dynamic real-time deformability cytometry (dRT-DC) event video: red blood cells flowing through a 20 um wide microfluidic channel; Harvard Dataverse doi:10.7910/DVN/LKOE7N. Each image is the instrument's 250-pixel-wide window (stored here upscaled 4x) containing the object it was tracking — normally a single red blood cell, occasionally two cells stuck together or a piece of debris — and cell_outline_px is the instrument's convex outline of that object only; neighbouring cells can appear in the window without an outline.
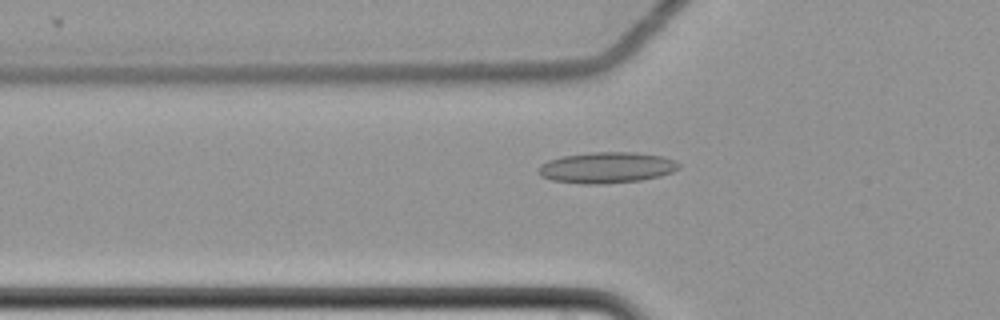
{"species": "common noctule bat (a hibernating species)", "species_latin": "Nyctalus noctula", "temperature_condition": "cold", "stored_images_in_passage": 61, "camera_frame_rate_fps": 3000, "um_per_image_px": 0.085, "animal": {"sex": "female", "body_mass_g": 22.7, "forearm_length_mm": 54.2}, "frame": {"image": 1, "passage_image": 22, "time_ms": 7.0, "image_size_px": [1000, 320], "cell_outline_px": [[680, 168], [672, 172], [660, 176], [640, 180], [604, 184], [584, 184], [552, 180], [540, 176], [536, 172], [540, 164], [548, 160], [560, 156], [588, 152], [636, 152], [660, 156], [676, 160], [680, 164]], "centroid_in_image_um": [51.53, 14.24], "position_along_channel_um": 74.3, "area_um2": 25.66}}
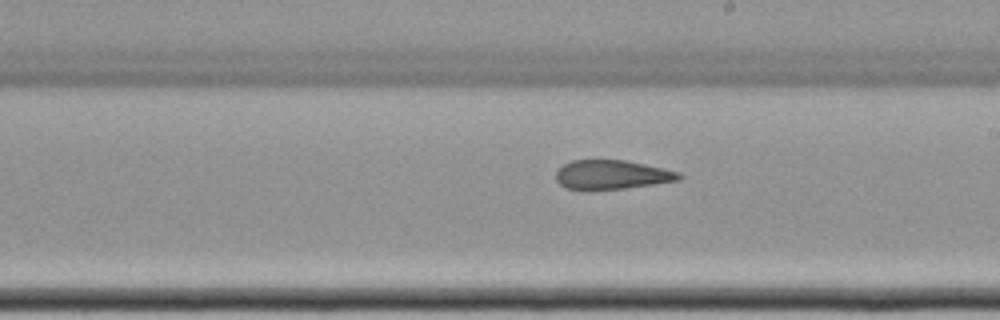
{"frame": {"image": 2, "passage_image": 36, "time_ms": 11.667, "image_size_px": [1000, 320], "cell_outline_px": [[684, 176], [680, 180], [656, 184], [624, 188], [568, 188], [560, 184], [556, 180], [556, 172], [564, 164], [572, 160], [624, 160], [644, 164], [680, 172]], "centroid_in_image_um": [52.06, 14.83], "position_along_channel_um": 236.9, "area_um2": 20.46}}
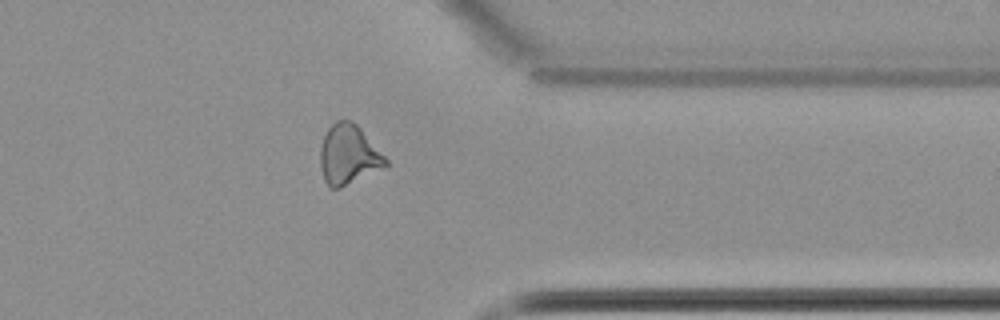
{"frame": {"image": 3, "passage_image": 49, "time_ms": 16.0, "image_size_px": [1000, 320], "cell_outline_px": [[388, 164], [340, 188], [328, 188], [324, 180], [320, 168], [320, 148], [324, 136], [328, 128], [336, 120], [348, 120], [356, 124], [360, 128], [388, 160]], "centroid_in_image_um": [29.57, 13.15], "position_along_channel_um": 381.8, "area_um2": 22.37}, "authors_computed_cell_mechanics": {"area_um2": 23.409, "velocity_mm_per_s": 3.4933, "shape_relaxation_time_tau1_ms": null, "shape_relaxation_time_tau2_ms": 3.6684, "deformation_change_tau1": null, "deformation_change_tau2": 0.1166}}